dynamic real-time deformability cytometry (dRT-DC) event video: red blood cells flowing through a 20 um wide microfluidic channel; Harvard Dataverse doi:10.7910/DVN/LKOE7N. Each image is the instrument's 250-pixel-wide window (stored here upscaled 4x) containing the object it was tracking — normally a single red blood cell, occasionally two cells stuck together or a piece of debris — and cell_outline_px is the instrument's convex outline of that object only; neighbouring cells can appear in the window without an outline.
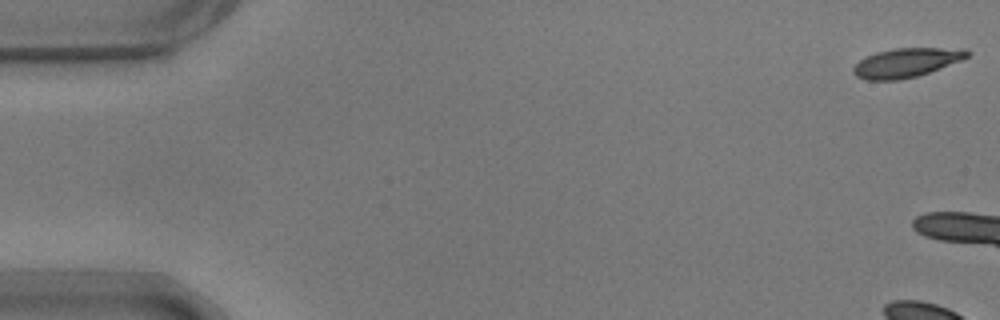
{"species": "common noctule bat (a hibernating species)", "species_latin": "Nyctalus noctula", "temperature_condition": "warm", "stored_images_in_passage": 7, "camera_frame_rate_fps": 3000, "um_per_image_px": 0.085, "animal": {"sex": "male", "body_mass_g": 17.9}, "frame": {"image": 1, "passage_image": 1, "time_ms": 0.0, "image_size_px": [1000, 320], "cell_outline_px": [[972, 52], [968, 56], [960, 60], [940, 68], [916, 76], [900, 80], [864, 80], [856, 76], [852, 72], [852, 68], [864, 56], [876, 52], [892, 48], [964, 48]], "centroid_in_image_um": [77.0, 5.32], "position_along_channel_um": 8.0, "area_um2": 19.42}}